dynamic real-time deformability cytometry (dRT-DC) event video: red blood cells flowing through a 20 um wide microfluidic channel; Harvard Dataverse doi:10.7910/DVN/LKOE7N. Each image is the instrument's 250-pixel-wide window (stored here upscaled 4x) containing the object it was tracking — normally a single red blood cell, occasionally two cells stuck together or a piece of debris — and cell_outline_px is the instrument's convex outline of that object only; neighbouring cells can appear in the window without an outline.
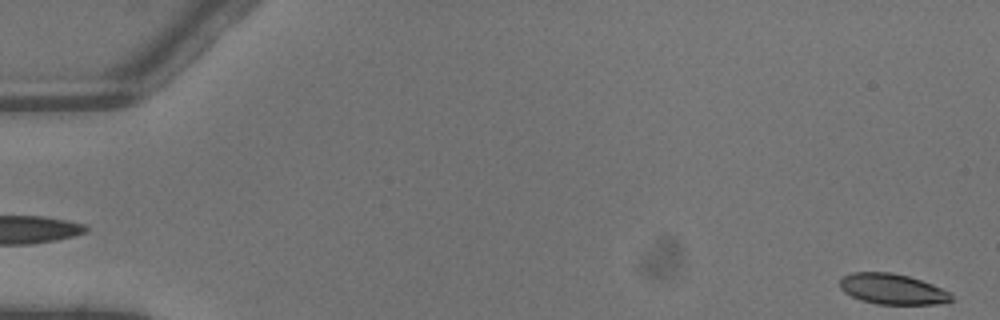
{"species": "common noctule bat (a hibernating species)", "species_latin": "Nyctalus noctula", "temperature_condition": "warm", "stored_images_in_passage": 2, "camera_frame_rate_fps": 3000, "um_per_image_px": 0.085, "animal": {"sex": "male", "body_mass_g": 13.3}, "frame": {"image": 1, "passage_image": 2, "time_ms": 0.333, "image_size_px": [1000, 320], "cell_outline_px": [[952, 300], [940, 304], [876, 304], [860, 300], [844, 292], [840, 288], [840, 280], [844, 276], [852, 272], [892, 272], [908, 276], [932, 284], [952, 292]], "centroid_in_image_um": [75.87, 24.57], "position_along_channel_um": 9.1, "area_um2": 19.94}}